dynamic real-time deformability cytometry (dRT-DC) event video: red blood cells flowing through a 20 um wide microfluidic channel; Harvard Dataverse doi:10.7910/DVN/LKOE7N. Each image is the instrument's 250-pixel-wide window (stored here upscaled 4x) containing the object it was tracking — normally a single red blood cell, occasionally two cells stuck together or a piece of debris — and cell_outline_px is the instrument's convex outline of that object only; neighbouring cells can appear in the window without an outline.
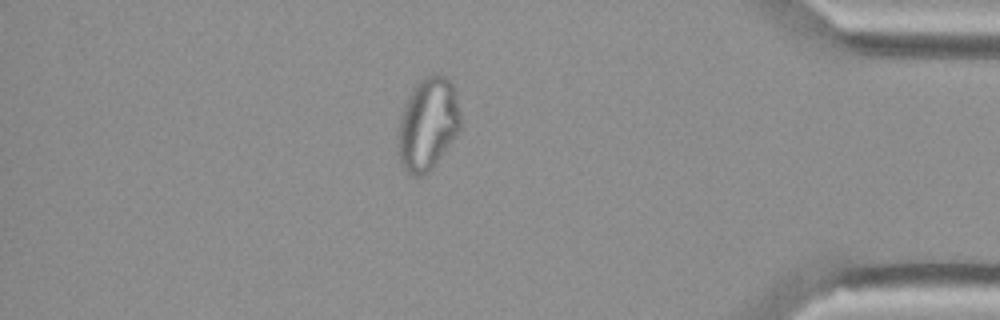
{"species": "Egyptian fruit bat (a non-hibernating species)", "species_latin": "Rousettus aegyptiacus", "temperature_condition": "cold", "stored_images_in_passage": 56, "camera_frame_rate_fps": 3000, "um_per_image_px": 0.085, "animal": {"sex": "female"}, "frame": {"image": 1, "passage_image": 48, "time_ms": 15.667, "image_size_px": [1000, 320], "cell_outline_px": [[460, 132], [428, 172], [424, 176], [412, 176], [404, 168], [396, 152], [396, 136], [400, 116], [404, 104], [412, 88], [424, 76], [432, 72], [440, 72], [448, 76], [452, 80], [460, 112]], "centroid_in_image_um": [36.35, 10.5], "position_along_channel_um": 398.9, "area_um2": 34.62}}